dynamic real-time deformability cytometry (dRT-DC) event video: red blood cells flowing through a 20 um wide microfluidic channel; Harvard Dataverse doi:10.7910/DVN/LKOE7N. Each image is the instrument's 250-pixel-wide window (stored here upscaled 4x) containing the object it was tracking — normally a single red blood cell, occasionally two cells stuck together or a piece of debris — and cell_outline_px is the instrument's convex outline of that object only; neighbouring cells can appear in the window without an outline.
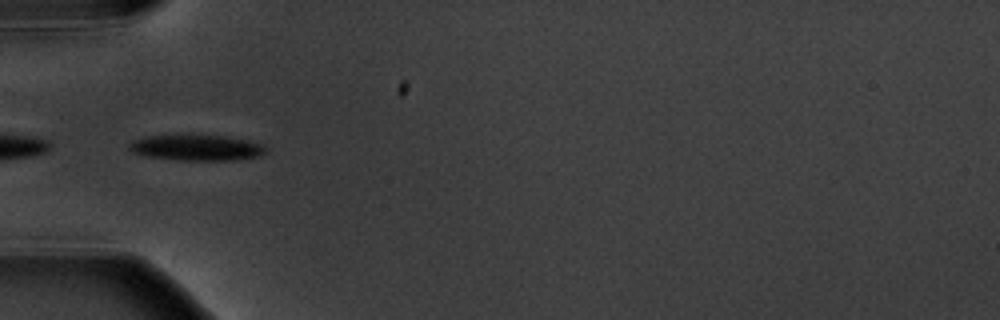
{"species": "common noctule bat (a hibernating species)", "species_latin": "Nyctalus noctula", "temperature_condition": "warm", "stored_images_in_passage": 7, "camera_frame_rate_fps": 3000, "um_per_image_px": 0.085, "animal": {"sex": "male", "body_mass_g": 20.1, "forearm_length_mm": 53.5}, "frame": {"image": 1, "passage_image": 1, "time_ms": 0.0, "image_size_px": [1000, 320], "cell_outline_px": [[268, 152], [260, 156], [232, 160], [180, 160], [144, 156], [132, 152], [128, 148], [128, 144], [132, 140], [144, 136], [228, 136], [248, 140], [260, 144], [268, 148]], "centroid_in_image_um": [16.71, 12.56], "position_along_channel_um": 68.3, "area_um2": 20.46}}
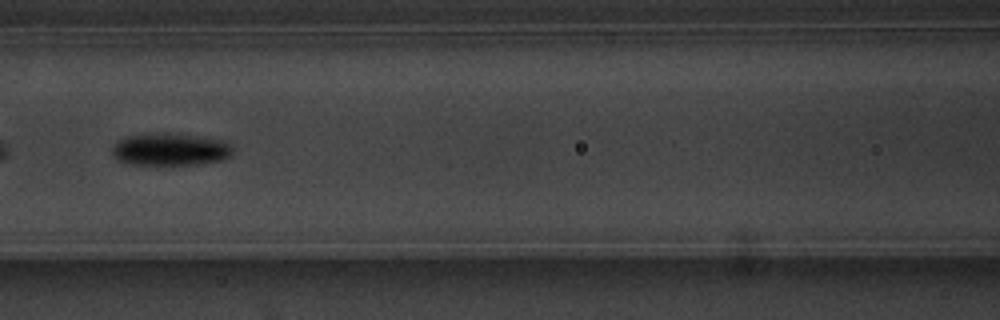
{"frame": {"image": 2, "passage_image": 3, "time_ms": 2.333, "image_size_px": [1000, 320], "cell_outline_px": [[232, 152], [224, 160], [196, 164], [132, 164], [116, 160], [112, 156], [112, 144], [116, 140], [128, 136], [152, 132], [164, 132], [196, 136], [224, 140], [232, 144]], "centroid_in_image_um": [14.43, 12.68], "position_along_channel_um": 152.2, "area_um2": 23.06}}